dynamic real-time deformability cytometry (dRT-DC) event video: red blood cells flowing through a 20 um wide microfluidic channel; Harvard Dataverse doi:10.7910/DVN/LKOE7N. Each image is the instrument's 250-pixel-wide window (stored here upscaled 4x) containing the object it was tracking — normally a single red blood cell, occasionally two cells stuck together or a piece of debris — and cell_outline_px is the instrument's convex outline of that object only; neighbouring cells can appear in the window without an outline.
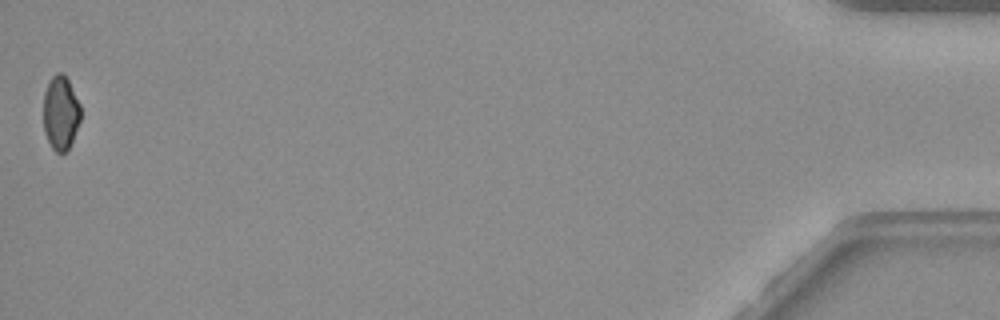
{"species": "common noctule bat (a hibernating species)", "species_latin": "Nyctalus noctula", "temperature_condition": "warm", "stored_images_in_passage": 42, "camera_frame_rate_fps": 3000, "um_per_image_px": 0.085, "animal": {"sex": "female", "body_mass_g": 19.3, "forearm_length_mm": 54.1}, "frame": {"image": 1, "passage_image": 42, "time_ms": 13.667, "image_size_px": [1000, 320], "cell_outline_px": [[80, 120], [72, 140], [68, 148], [64, 152], [56, 152], [52, 148], [44, 132], [44, 92], [52, 76], [56, 72], [64, 72], [80, 104]], "centroid_in_image_um": [5.15, 9.56], "position_along_channel_um": 430.1, "area_um2": 15.9}, "authors_computed_cell_mechanics": {"area_um2": 17.9469, "velocity_mm_per_s": 3.5422, "shape_relaxation_time_tau1_ms": 6.6973, "shape_relaxation_time_tau2_ms": 3.6961, "deformation_change_tau1": 0.1069, "deformation_change_tau2": 0.0619}}